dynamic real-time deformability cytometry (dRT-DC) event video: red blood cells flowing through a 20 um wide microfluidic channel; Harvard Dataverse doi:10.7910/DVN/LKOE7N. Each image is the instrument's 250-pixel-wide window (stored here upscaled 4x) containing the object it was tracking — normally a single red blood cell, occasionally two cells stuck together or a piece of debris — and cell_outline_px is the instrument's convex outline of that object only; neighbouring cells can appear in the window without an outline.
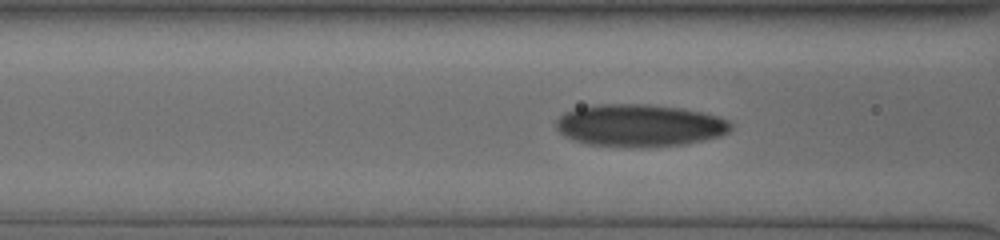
{"species": "human", "species_latin": "Homo sapiens", "temperature_condition": "cold", "stored_images_in_passage": 37, "camera_frame_rate_fps": 3000, "um_per_image_px": 0.085, "donor": {"sex": "male"}, "frame": {"image": 1, "passage_image": 5, "time_ms": 1.333, "image_size_px": [1000, 240], "cell_outline_px": [[732, 128], [728, 132], [720, 136], [704, 140], [684, 144], [648, 148], [636, 148], [588, 144], [564, 136], [556, 128], [556, 120], [564, 112], [576, 108], [600, 104], [648, 104], [680, 108], [700, 112], [716, 116], [728, 120], [732, 124]], "centroid_in_image_um": [54.36, 10.67], "position_along_channel_um": 112.2, "area_um2": 43.29}}
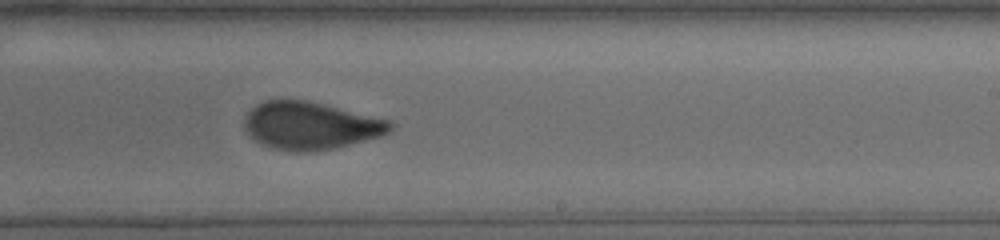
{"frame": {"image": 2, "passage_image": 17, "time_ms": 5.333, "image_size_px": [1000, 240], "cell_outline_px": [[392, 128], [384, 136], [336, 148], [308, 152], [292, 152], [272, 148], [256, 140], [244, 128], [244, 116], [256, 104], [264, 100], [308, 100], [392, 120]], "centroid_in_image_um": [26.43, 10.68], "position_along_channel_um": 262.6, "area_um2": 40.75}}
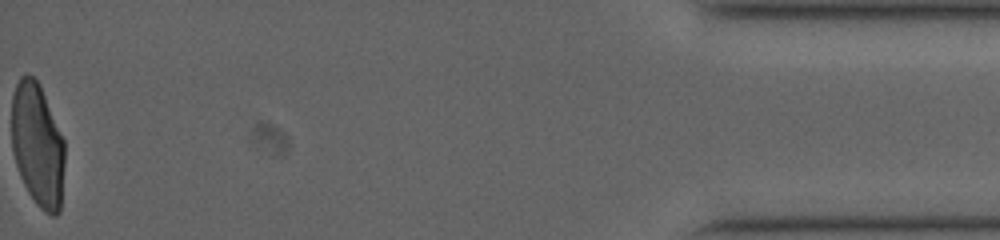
{"frame": {"image": 3, "passage_image": 37, "time_ms": 12.0, "image_size_px": [1000, 240], "cell_outline_px": [[64, 164], [60, 212], [56, 216], [52, 216], [44, 212], [36, 204], [28, 192], [20, 176], [12, 152], [12, 96], [16, 84], [20, 76], [24, 72], [28, 72], [40, 84], [64, 140]], "centroid_in_image_um": [3.19, 12.31], "position_along_channel_um": 432.0, "area_um2": 38.49}, "authors_computed_cell_mechanics": {"area_um2": 40.46, "velocity_mm_per_s": 3.7567, "shape_relaxation_time_tau1_ms": 6.556, "shape_relaxation_time_tau2_ms": 1.1253, "deformation_change_tau1": 0.1977, "deformation_change_tau2": 0.0698}}